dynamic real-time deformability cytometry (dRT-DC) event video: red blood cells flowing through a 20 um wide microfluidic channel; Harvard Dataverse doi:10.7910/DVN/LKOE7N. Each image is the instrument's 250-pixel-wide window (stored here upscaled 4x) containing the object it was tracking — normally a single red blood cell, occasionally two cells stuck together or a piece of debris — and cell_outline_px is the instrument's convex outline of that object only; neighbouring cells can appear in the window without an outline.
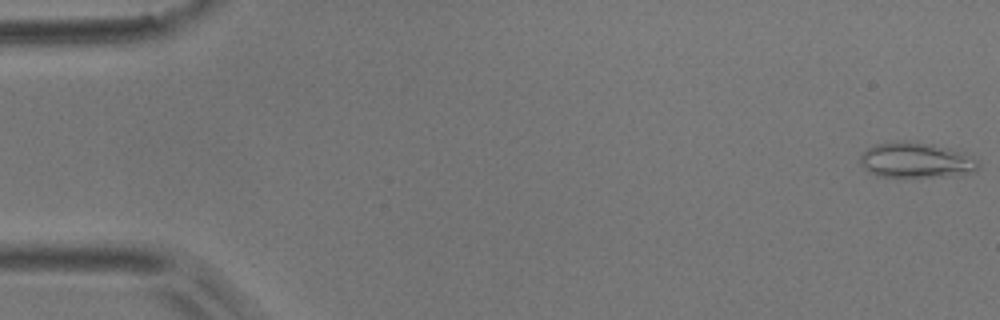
{"species": "common noctule bat (a hibernating species)", "species_latin": "Nyctalus noctula", "temperature_condition": "room temperature", "stored_images_in_passage": 5, "camera_frame_rate_fps": 3000, "um_per_image_px": 0.085, "animal": {"sex": "male", "body_mass_g": 17.9}, "frame": {"image": 1, "passage_image": 1, "time_ms": 0.0, "image_size_px": [1000, 320], "cell_outline_px": [[980, 164], [976, 172], [956, 176], [900, 180], [876, 176], [868, 172], [860, 164], [860, 152], [876, 144], [896, 140], [904, 140], [932, 144], [948, 148], [976, 160]], "centroid_in_image_um": [77.79, 13.68], "position_along_channel_um": 7.2, "area_um2": 25.49}}